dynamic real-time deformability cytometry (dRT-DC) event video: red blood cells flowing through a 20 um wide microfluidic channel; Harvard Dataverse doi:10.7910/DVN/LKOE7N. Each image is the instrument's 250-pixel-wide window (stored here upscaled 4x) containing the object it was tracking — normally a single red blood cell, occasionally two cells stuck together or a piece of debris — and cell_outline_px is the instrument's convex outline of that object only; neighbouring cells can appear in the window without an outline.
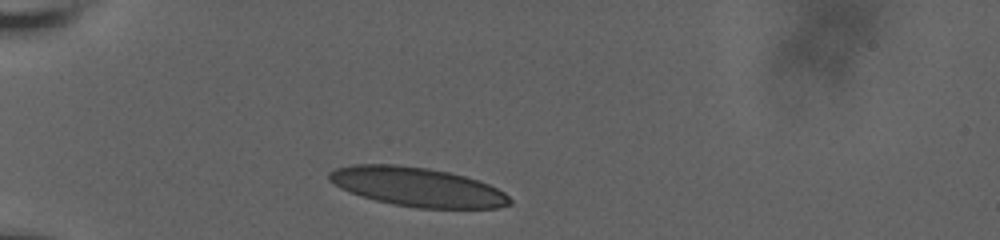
{"species": "human", "species_latin": "Homo sapiens", "temperature_condition": "room temperature", "stored_images_in_passage": 3, "camera_frame_rate_fps": 3000, "um_per_image_px": 0.085, "donor": {"sex": "male"}, "frame": {"image": 1, "passage_image": 1, "time_ms": 0.0, "image_size_px": [1000, 240], "cell_outline_px": [[512, 204], [496, 208], [420, 208], [392, 204], [360, 196], [348, 192], [340, 188], [328, 180], [328, 172], [336, 168], [352, 164], [396, 164], [428, 168], [448, 172], [464, 176], [488, 184], [504, 192], [512, 200]], "centroid_in_image_um": [35.43, 15.88], "position_along_channel_um": 49.6, "area_um2": 41.21}}
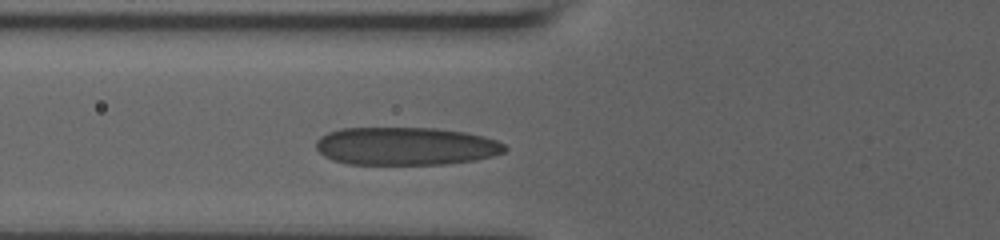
{"frame": {"image": 2, "passage_image": 3, "time_ms": 2.0, "image_size_px": [1000, 240], "cell_outline_px": [[508, 148], [504, 152], [492, 156], [476, 160], [448, 164], [348, 164], [332, 160], [324, 156], [316, 148], [316, 140], [320, 136], [328, 132], [340, 128], [436, 128], [464, 132], [484, 136], [496, 140], [504, 144]], "centroid_in_image_um": [34.49, 12.42], "position_along_channel_um": 91.3, "area_um2": 42.02}}